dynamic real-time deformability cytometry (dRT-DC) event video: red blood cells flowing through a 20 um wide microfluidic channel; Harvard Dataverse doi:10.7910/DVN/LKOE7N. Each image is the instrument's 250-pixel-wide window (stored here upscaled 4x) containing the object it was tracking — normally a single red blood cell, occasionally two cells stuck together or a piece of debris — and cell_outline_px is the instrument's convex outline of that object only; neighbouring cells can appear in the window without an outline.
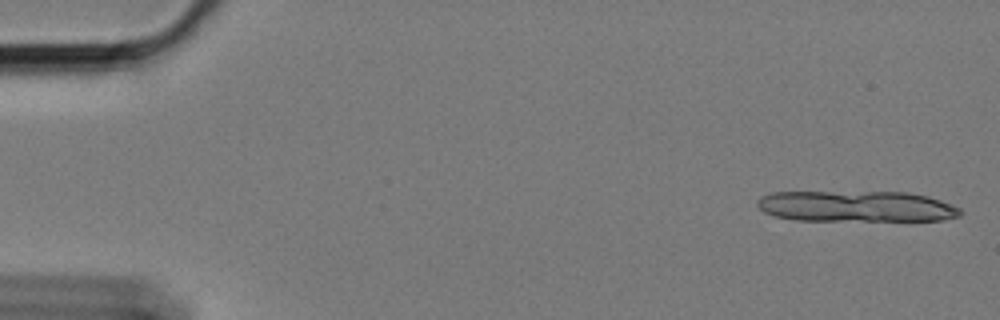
{"species": "Egyptian fruit bat (a non-hibernating species)", "species_latin": "Rousettus aegyptiacus", "temperature_condition": "cold", "stored_images_in_passage": 13, "camera_frame_rate_fps": 3000, "um_per_image_px": 0.085, "animal": {"sex": "female"}, "frame": {"image": 1, "passage_image": 2, "time_ms": 0.333, "image_size_px": [1000, 320], "cell_outline_px": [[964, 212], [960, 216], [940, 220], [796, 220], [776, 216], [764, 212], [756, 204], [756, 200], [760, 196], [772, 192], [908, 192], [928, 196], [940, 200], [960, 208]], "centroid_in_image_um": [72.78, 17.53], "position_along_channel_um": 12.2, "area_um2": 36.7}}